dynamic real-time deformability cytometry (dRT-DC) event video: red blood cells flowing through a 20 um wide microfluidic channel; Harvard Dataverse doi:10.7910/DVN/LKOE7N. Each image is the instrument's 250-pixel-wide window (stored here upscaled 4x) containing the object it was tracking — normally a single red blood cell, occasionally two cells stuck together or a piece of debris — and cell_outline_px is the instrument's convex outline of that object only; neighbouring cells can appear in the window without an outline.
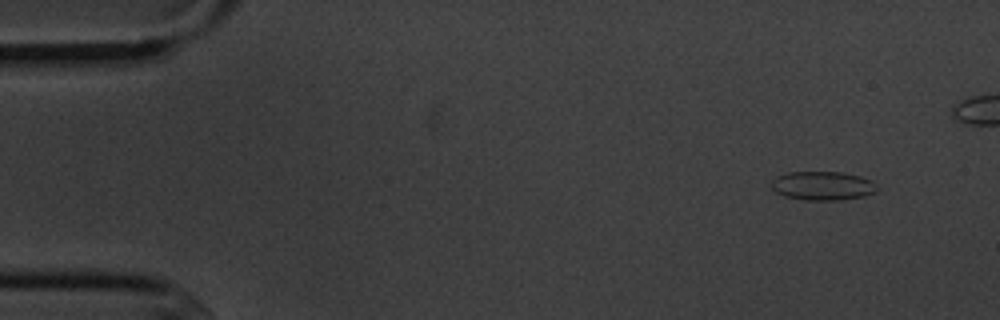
{"species": "common noctule bat (a hibernating species)", "species_latin": "Nyctalus noctula", "temperature_condition": "cold", "stored_images_in_passage": 5, "segment_of_instrument_passage": [2, 2], "camera_frame_rate_fps": 3000, "um_per_image_px": 0.085, "animal": {"sex": "male", "body_mass_g": 20.1, "forearm_length_mm": 53.5}, "frame": {"image": 1, "passage_image": 5, "time_ms": 5.667, "image_size_px": [1000, 320], "cell_outline_px": [[876, 188], [872, 192], [864, 196], [840, 200], [804, 200], [784, 196], [776, 192], [772, 188], [772, 180], [776, 176], [788, 172], [840, 172], [860, 176], [872, 180], [876, 184]], "centroid_in_image_um": [69.89, 15.79], "position_along_channel_um": 15.1, "area_um2": 17.69}}